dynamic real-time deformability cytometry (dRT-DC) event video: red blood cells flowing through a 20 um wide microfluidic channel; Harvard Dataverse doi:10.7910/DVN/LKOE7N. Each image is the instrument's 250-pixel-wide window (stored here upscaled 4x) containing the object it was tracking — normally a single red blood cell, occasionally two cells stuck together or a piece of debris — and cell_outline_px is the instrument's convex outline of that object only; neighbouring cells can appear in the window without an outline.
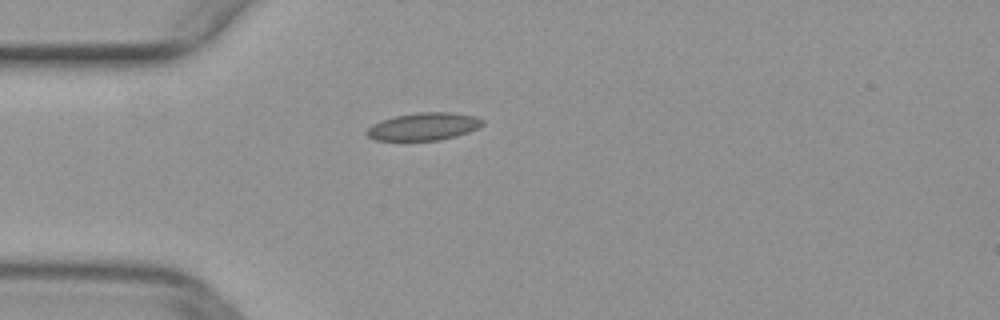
{"species": "common noctule bat (a hibernating species)", "species_latin": "Nyctalus noctula", "temperature_condition": "warm", "stored_images_in_passage": 35, "camera_frame_rate_fps": 3000, "um_per_image_px": 0.085, "animal": {"sex": "female", "body_mass_g": 29.2, "forearm_length_mm": 56.3}, "frame": {"image": 1, "passage_image": 1, "time_ms": 0.0, "image_size_px": [1000, 320], "cell_outline_px": [[484, 124], [468, 132], [456, 136], [440, 140], [376, 140], [368, 136], [364, 132], [372, 124], [380, 120], [396, 116], [416, 112], [452, 112], [476, 116], [484, 120]], "centroid_in_image_um": [36.01, 10.74], "position_along_channel_um": 49.0, "area_um2": 18.67}}
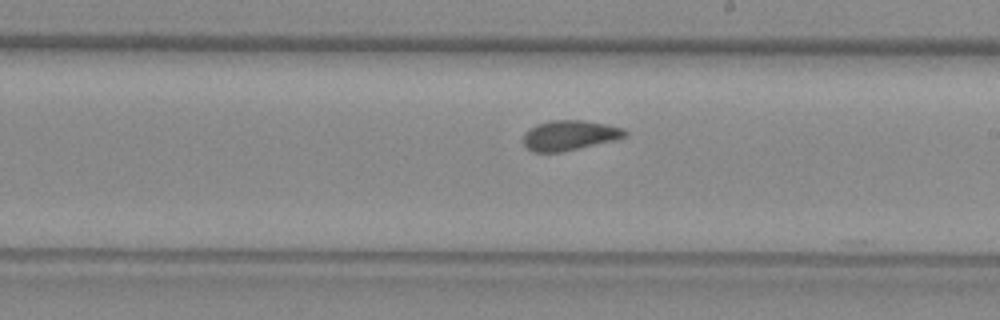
{"frame": {"image": 2, "passage_image": 16, "time_ms": 5.0, "image_size_px": [1000, 320], "cell_outline_px": [[628, 136], [616, 140], [560, 152], [532, 152], [524, 144], [524, 132], [536, 124], [552, 120], [584, 120], [624, 128], [628, 132]], "centroid_in_image_um": [48.43, 11.5], "position_along_channel_um": 240.6, "area_um2": 17.8}}
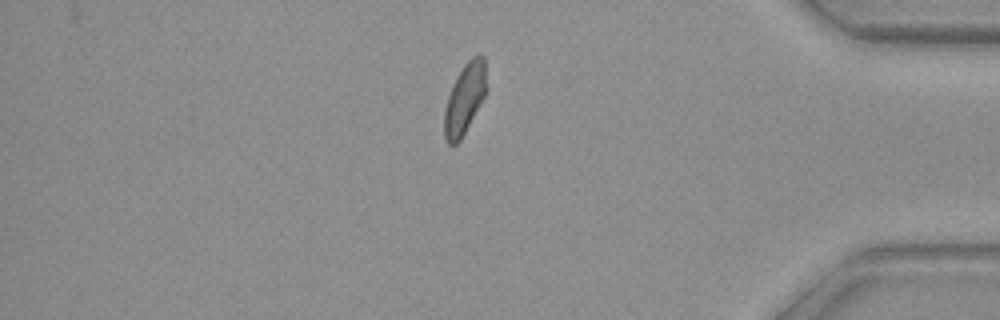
{"frame": {"image": 3, "passage_image": 30, "time_ms": 9.667, "image_size_px": [1000, 320], "cell_outline_px": [[484, 96], [460, 140], [456, 144], [448, 144], [444, 136], [444, 108], [452, 84], [456, 76], [464, 64], [472, 56], [480, 52], [484, 56]], "centroid_in_image_um": [39.45, 8.37], "position_along_channel_um": 395.8, "area_um2": 16.88}}